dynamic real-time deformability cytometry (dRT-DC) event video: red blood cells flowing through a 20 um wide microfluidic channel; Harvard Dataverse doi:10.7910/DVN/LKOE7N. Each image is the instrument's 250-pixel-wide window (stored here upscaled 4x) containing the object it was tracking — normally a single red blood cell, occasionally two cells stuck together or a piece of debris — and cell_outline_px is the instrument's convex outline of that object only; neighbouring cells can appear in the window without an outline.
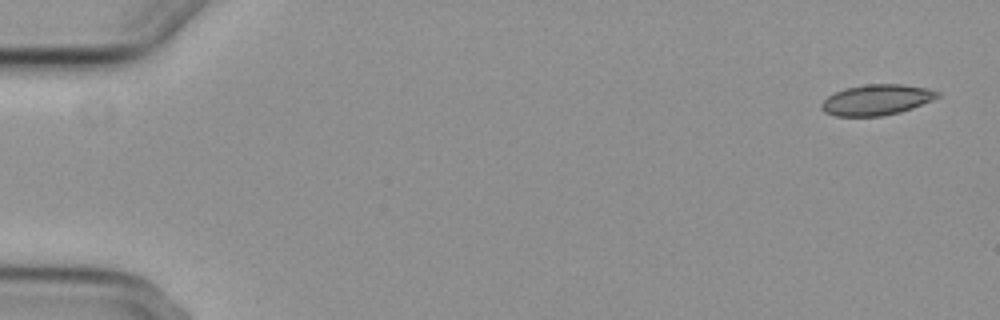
{"species": "common noctule bat (a hibernating species)", "species_latin": "Nyctalus noctula", "temperature_condition": "cold", "stored_images_in_passage": 4, "camera_frame_rate_fps": 3000, "um_per_image_px": 0.085, "animal": {"sex": "female", "body_mass_g": 29.2, "forearm_length_mm": 56.3}, "frame": {"image": 1, "passage_image": 1, "time_ms": 0.0, "image_size_px": [1000, 320], "cell_outline_px": [[940, 96], [932, 100], [912, 108], [900, 112], [880, 116], [836, 116], [824, 112], [820, 108], [820, 104], [828, 96], [844, 88], [868, 84], [900, 84], [928, 88], [940, 92]], "centroid_in_image_um": [74.5, 8.48], "position_along_channel_um": 10.5, "area_um2": 20.69}}